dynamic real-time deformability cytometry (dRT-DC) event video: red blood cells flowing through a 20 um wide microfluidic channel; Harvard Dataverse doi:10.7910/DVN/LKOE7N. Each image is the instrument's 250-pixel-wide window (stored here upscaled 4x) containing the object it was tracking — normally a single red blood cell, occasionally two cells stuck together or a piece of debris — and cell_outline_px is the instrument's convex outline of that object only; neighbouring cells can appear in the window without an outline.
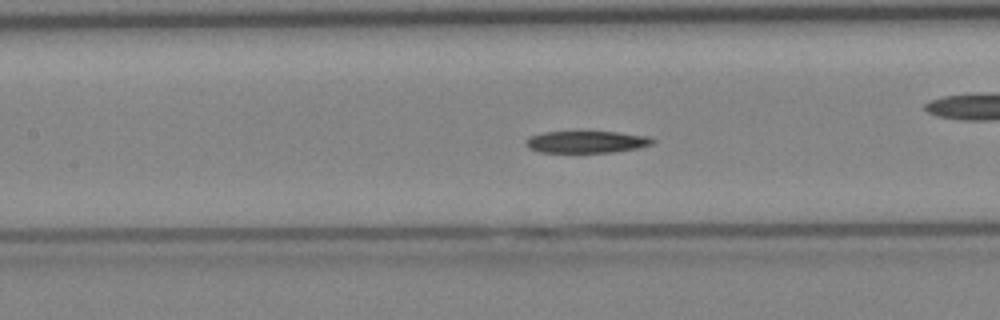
{"species": "Egyptian fruit bat (a non-hibernating species)", "species_latin": "Rousettus aegyptiacus", "temperature_condition": "cold", "stored_images_in_passage": 43, "camera_frame_rate_fps": 3000, "um_per_image_px": 0.085, "animal": {"sex": "female"}, "frame": {"image": 1, "passage_image": 19, "time_ms": 6.0, "image_size_px": [1000, 320], "cell_outline_px": [[656, 140], [652, 144], [636, 148], [612, 152], [540, 152], [528, 148], [524, 144], [524, 140], [528, 136], [544, 132], [616, 132], [648, 136]], "centroid_in_image_um": [49.79, 12.06], "position_along_channel_um": 157.6, "area_um2": 16.18}}
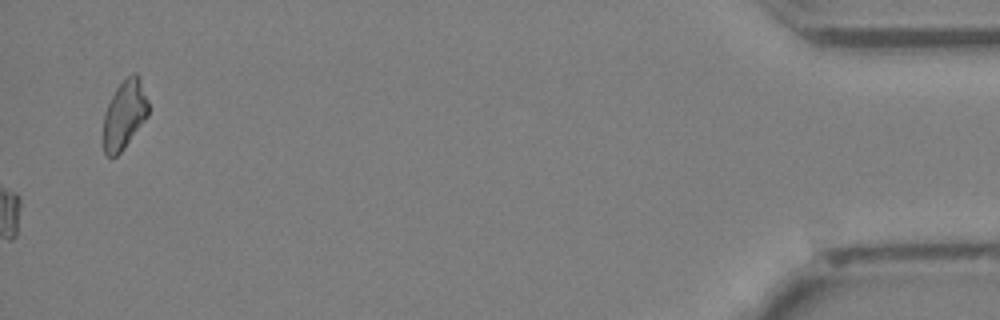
{"frame": {"image": 2, "passage_image": 43, "time_ms": 14.0, "image_size_px": [1000, 320], "cell_outline_px": [[148, 116], [124, 148], [116, 156], [108, 156], [104, 152], [104, 112], [116, 88], [132, 72], [136, 72], [140, 80], [148, 100]], "centroid_in_image_um": [10.58, 9.73], "position_along_channel_um": 424.6, "area_um2": 17.74}}